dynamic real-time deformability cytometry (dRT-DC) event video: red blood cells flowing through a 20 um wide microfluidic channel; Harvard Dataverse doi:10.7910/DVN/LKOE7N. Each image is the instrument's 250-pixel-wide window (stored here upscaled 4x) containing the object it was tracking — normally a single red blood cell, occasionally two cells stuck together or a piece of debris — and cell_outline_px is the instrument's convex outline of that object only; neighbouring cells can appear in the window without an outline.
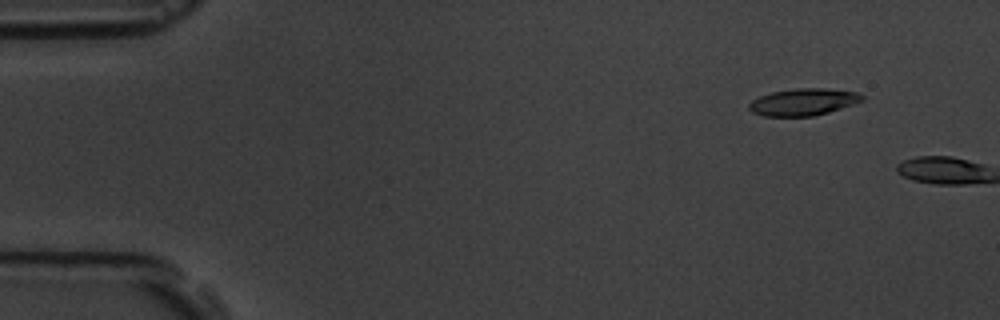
{"species": "common noctule bat (a hibernating species)", "species_latin": "Nyctalus noctula", "temperature_condition": "room temperature", "stored_images_in_passage": 3, "camera_frame_rate_fps": 3000, "um_per_image_px": 0.085, "animal": {"sex": "male", "body_mass_g": 19.5, "forearm_length_mm": 54.6}, "frame": {"image": 1, "passage_image": 2, "time_ms": 1.0, "image_size_px": [1000, 320], "cell_outline_px": [[864, 100], [828, 112], [812, 116], [764, 116], [752, 112], [748, 108], [748, 104], [752, 100], [760, 96], [772, 92], [796, 88], [824, 88], [856, 92], [864, 96]], "centroid_in_image_um": [68.25, 8.66], "position_along_channel_um": 16.8, "area_um2": 17.63}}